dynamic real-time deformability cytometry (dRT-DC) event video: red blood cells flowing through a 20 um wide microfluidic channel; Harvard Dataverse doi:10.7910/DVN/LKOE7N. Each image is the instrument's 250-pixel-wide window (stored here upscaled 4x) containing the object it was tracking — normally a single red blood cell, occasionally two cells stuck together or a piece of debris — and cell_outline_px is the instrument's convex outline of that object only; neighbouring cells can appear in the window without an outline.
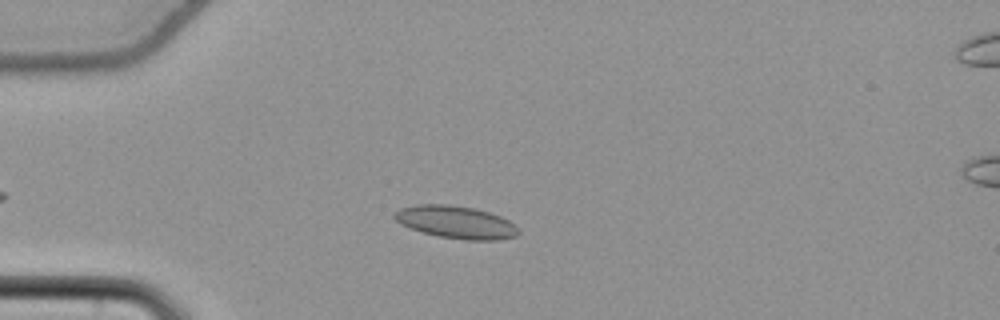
{"species": "common noctule bat (a hibernating species)", "species_latin": "Nyctalus noctula", "temperature_condition": "cold", "stored_images_in_passage": 46, "camera_frame_rate_fps": 3000, "um_per_image_px": 0.085, "animal": {"sex": "female", "body_mass_g": 22.7, "forearm_length_mm": 54.2}, "frame": {"image": 1, "passage_image": 10, "time_ms": 3.0, "image_size_px": [1000, 320], "cell_outline_px": [[520, 232], [516, 236], [500, 240], [464, 240], [440, 236], [424, 232], [400, 224], [392, 216], [392, 212], [400, 208], [416, 204], [448, 204], [472, 208], [488, 212], [500, 216], [508, 220]], "centroid_in_image_um": [38.72, 18.88], "position_along_channel_um": 46.3, "area_um2": 23.41}}
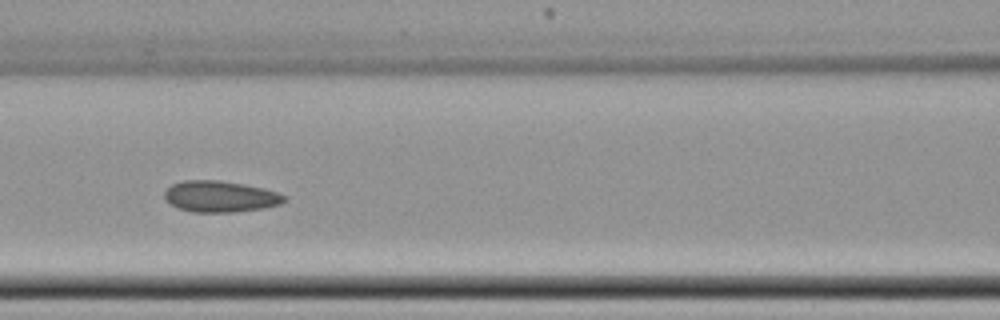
{"frame": {"image": 2, "passage_image": 20, "time_ms": 6.333, "image_size_px": [1000, 320], "cell_outline_px": [[288, 200], [280, 204], [264, 208], [236, 212], [192, 212], [180, 208], [172, 204], [164, 196], [164, 192], [172, 184], [184, 180], [220, 180], [244, 184], [264, 188], [288, 196]], "centroid_in_image_um": [18.77, 16.7], "position_along_channel_um": 147.8, "area_um2": 21.85}}
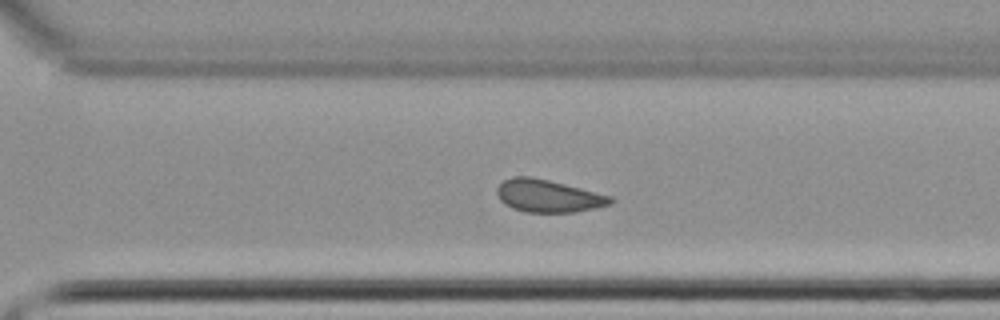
{"frame": {"image": 3, "passage_image": 34, "time_ms": 11.0, "image_size_px": [1000, 320], "cell_outline_px": [[612, 204], [596, 208], [572, 212], [524, 212], [512, 208], [504, 204], [500, 200], [496, 192], [496, 188], [504, 180], [512, 176], [528, 176], [548, 180], [612, 196]], "centroid_in_image_um": [46.56, 16.66], "position_along_channel_um": 324.0, "area_um2": 21.44}, "authors_computed_cell_mechanics": {"area_um2": 21.6172, "velocity_mm_per_s": 3.7785, "shape_relaxation_time_tau1_ms": null, "shape_relaxation_time_tau2_ms": 2.9738, "deformation_change_tau1": null, "deformation_change_tau2": 0.0898}}